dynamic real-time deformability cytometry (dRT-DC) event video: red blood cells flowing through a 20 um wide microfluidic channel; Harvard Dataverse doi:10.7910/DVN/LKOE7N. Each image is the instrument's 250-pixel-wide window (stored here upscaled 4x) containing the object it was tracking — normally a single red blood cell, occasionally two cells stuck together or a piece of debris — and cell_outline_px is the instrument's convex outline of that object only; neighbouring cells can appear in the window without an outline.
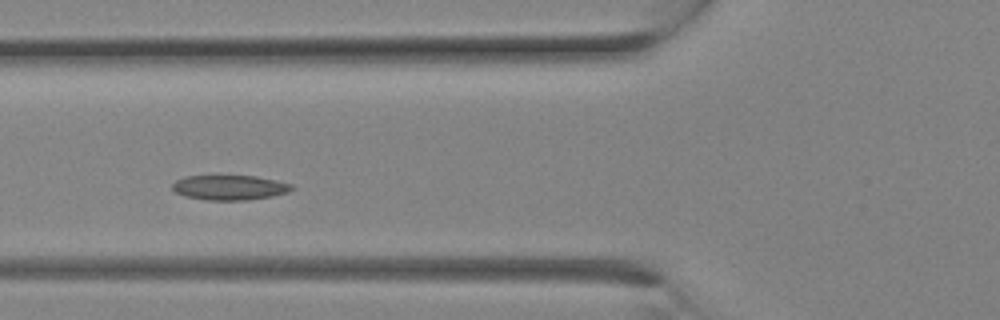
{"species": "Egyptian fruit bat (a non-hibernating species)", "species_latin": "Rousettus aegyptiacus", "temperature_condition": "room temperature", "stored_images_in_passage": 9, "camera_frame_rate_fps": 3000, "um_per_image_px": 0.085, "animal": {"sex": "female"}, "frame": {"image": 1, "passage_image": 6, "time_ms": 1.667, "image_size_px": [1000, 320], "cell_outline_px": [[296, 188], [288, 192], [272, 196], [248, 200], [204, 200], [184, 196], [176, 192], [172, 188], [172, 184], [176, 180], [184, 176], [256, 176], [276, 180], [292, 184]], "centroid_in_image_um": [19.53, 15.94], "position_along_channel_um": 106.3, "area_um2": 17.4}}
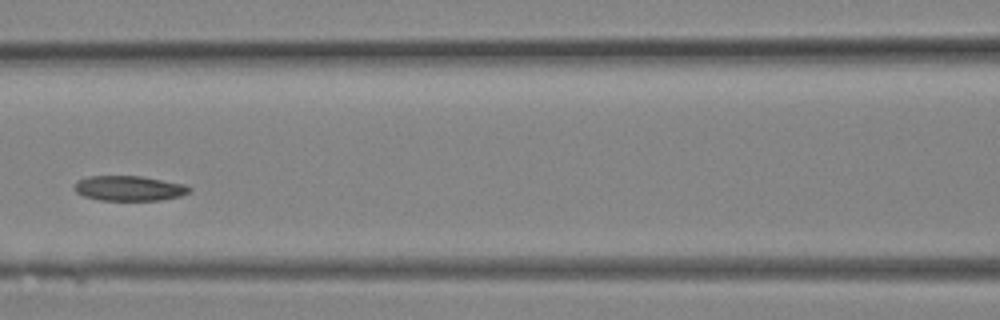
{"frame": {"image": 2, "passage_image": 8, "time_ms": 2.333, "image_size_px": [1000, 320], "cell_outline_px": [[192, 192], [180, 196], [160, 200], [100, 200], [84, 196], [76, 192], [72, 188], [80, 180], [88, 176], [140, 176], [184, 184], [192, 188]], "centroid_in_image_um": [11.0, 16.01], "position_along_channel_um": 155.6, "area_um2": 16.7}}